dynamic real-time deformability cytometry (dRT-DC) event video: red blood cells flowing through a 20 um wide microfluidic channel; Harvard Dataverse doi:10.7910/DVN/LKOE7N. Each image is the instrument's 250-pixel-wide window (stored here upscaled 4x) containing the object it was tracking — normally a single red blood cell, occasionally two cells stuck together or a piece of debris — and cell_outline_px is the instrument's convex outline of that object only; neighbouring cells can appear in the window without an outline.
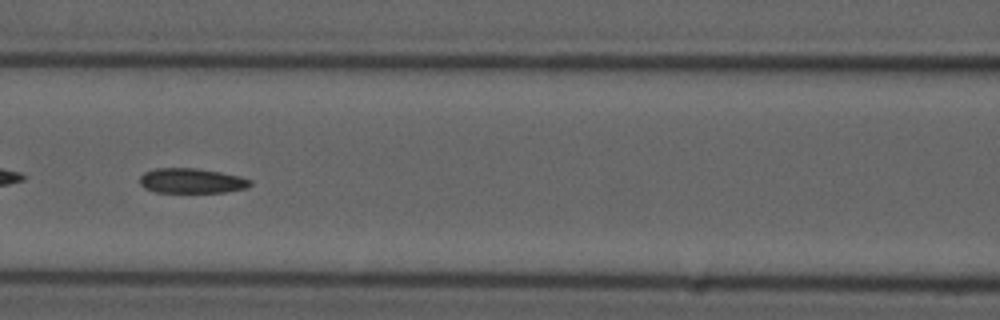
{"species": "common noctule bat (a hibernating species)", "species_latin": "Nyctalus noctula", "temperature_condition": "cold", "stored_images_in_passage": 55, "camera_frame_rate_fps": 3000, "um_per_image_px": 0.085, "animal": {"sex": "male", "forearm_length_mm": 52.5}, "frame": {"image": 1, "passage_image": 24, "time_ms": 7.667, "image_size_px": [1000, 320], "cell_outline_px": [[252, 184], [248, 188], [224, 192], [156, 192], [144, 188], [140, 184], [140, 176], [144, 172], [156, 168], [196, 168], [220, 172], [240, 176], [252, 180]], "centroid_in_image_um": [16.3, 15.36], "position_along_channel_um": 150.3, "area_um2": 16.13}, "authors_computed_cell_mechanics": {"area_um2": 16.7042, "velocity_mm_per_s": 3.7032, "shape_relaxation_time_tau1_ms": null, "shape_relaxation_time_tau2_ms": 4.851, "deformation_change_tau1": null, "deformation_change_tau2": 0.1242}}